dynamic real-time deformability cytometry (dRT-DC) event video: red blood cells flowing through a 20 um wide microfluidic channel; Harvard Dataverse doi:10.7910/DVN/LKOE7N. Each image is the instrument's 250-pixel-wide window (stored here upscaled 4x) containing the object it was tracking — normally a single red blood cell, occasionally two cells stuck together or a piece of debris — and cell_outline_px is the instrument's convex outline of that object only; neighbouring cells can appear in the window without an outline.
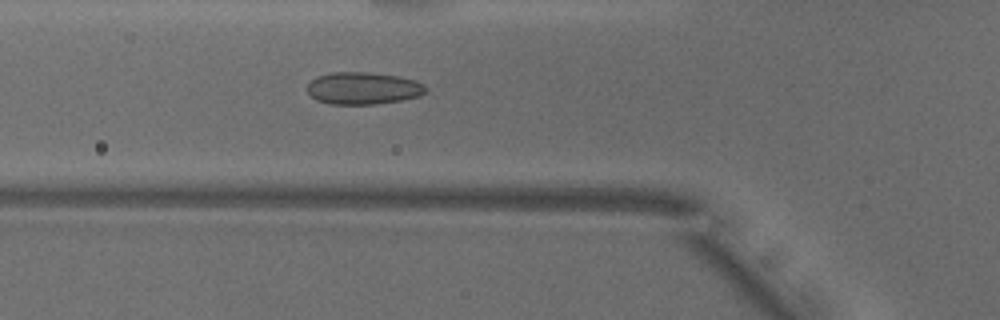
{"species": "common noctule bat (a hibernating species)", "species_latin": "Nyctalus noctula", "temperature_condition": "warm", "stored_images_in_passage": 39, "camera_frame_rate_fps": 3000, "um_per_image_px": 0.085, "animal": {"sex": "male", "body_mass_g": 18.8}, "frame": {"image": 1, "passage_image": 9, "time_ms": 2.667, "image_size_px": [1000, 320], "cell_outline_px": [[428, 88], [420, 96], [400, 100], [372, 104], [328, 104], [316, 100], [308, 92], [308, 84], [316, 76], [332, 72], [368, 72], [400, 76], [416, 80], [424, 84]], "centroid_in_image_um": [30.88, 7.49], "position_along_channel_um": 94.9, "area_um2": 22.31}}
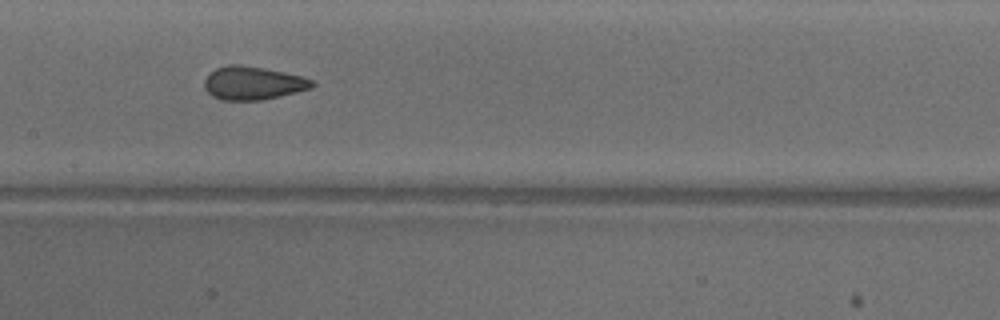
{"frame": {"image": 2, "passage_image": 16, "time_ms": 5.0, "image_size_px": [1000, 320], "cell_outline_px": [[316, 84], [312, 88], [280, 96], [260, 100], [220, 100], [212, 96], [204, 88], [204, 80], [216, 68], [228, 64], [240, 64], [264, 68], [304, 76], [312, 80]], "centroid_in_image_um": [21.51, 7.06], "position_along_channel_um": 185.9, "area_um2": 20.98}}
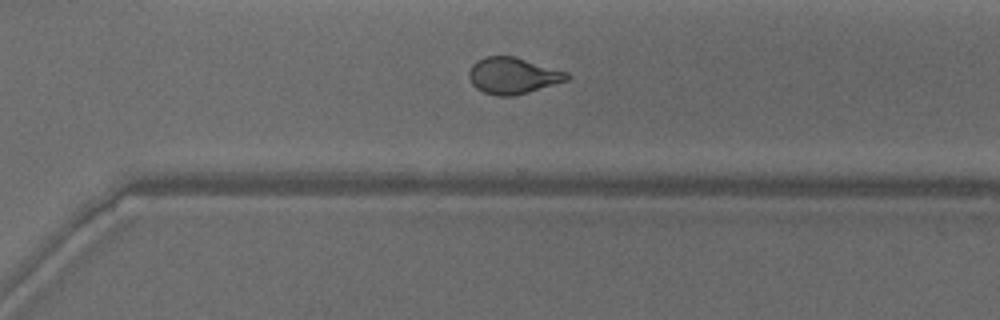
{"frame": {"image": 3, "passage_image": 27, "time_ms": 8.667, "image_size_px": [1000, 320], "cell_outline_px": [[572, 76], [568, 80], [528, 92], [512, 96], [496, 96], [484, 92], [476, 88], [472, 84], [468, 76], [468, 72], [472, 64], [476, 60], [484, 56], [516, 56], [568, 72]], "centroid_in_image_um": [43.59, 6.42], "position_along_channel_um": 327.0, "area_um2": 20.98}, "authors_computed_cell_mechanics": {"area_um2": 21.097, "velocity_mm_per_s": 3.8624, "shape_relaxation_time_tau1_ms": null, "shape_relaxation_time_tau2_ms": 0.9592, "deformation_change_tau1": null, "deformation_change_tau2": 0.0819}}